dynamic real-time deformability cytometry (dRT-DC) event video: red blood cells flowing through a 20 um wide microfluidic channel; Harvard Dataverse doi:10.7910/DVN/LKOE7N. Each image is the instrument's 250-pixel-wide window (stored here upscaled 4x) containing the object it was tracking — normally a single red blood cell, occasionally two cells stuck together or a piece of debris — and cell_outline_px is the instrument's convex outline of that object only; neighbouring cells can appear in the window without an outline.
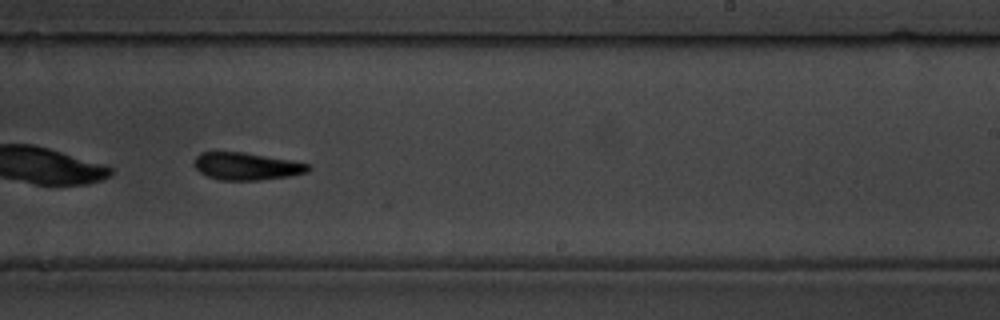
{"species": "common noctule bat (a hibernating species)", "species_latin": "Nyctalus noctula", "temperature_condition": "warm", "stored_images_in_passage": 51, "camera_frame_rate_fps": 3000, "um_per_image_px": 0.085, "animal": {"sex": "male", "body_mass_g": 19.5, "forearm_length_mm": 54.6}, "frame": {"image": 1, "passage_image": 30, "time_ms": 9.667, "image_size_px": [1000, 320], "cell_outline_px": [[312, 168], [308, 172], [288, 176], [256, 180], [220, 180], [208, 176], [200, 172], [192, 164], [192, 160], [200, 152], [244, 152], [292, 160], [308, 164]], "centroid_in_image_um": [20.93, 14.12], "position_along_channel_um": 268.1, "area_um2": 18.26}}
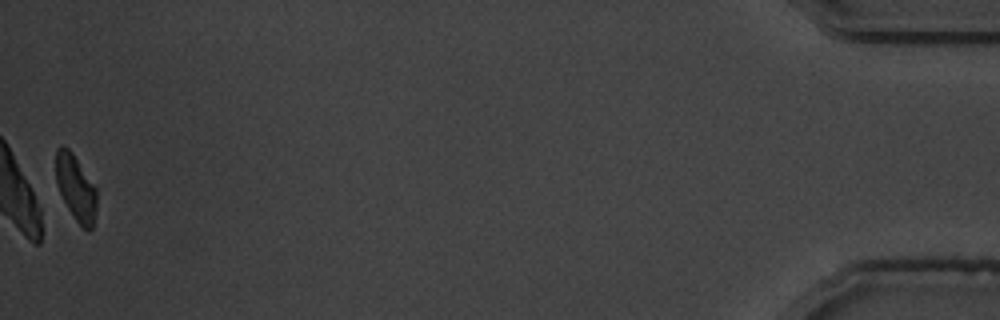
{"frame": {"image": 2, "passage_image": 51, "time_ms": 16.667, "image_size_px": [1000, 320], "cell_outline_px": [[96, 212], [92, 228], [88, 232], [76, 220], [68, 208], [60, 192], [56, 180], [56, 148], [68, 148], [72, 152], [96, 188]], "centroid_in_image_um": [6.46, 15.99], "position_along_channel_um": 428.7, "area_um2": 15.26}, "authors_computed_cell_mechanics": {"area_um2": 18.6694, "velocity_mm_per_s": 3.6093, "shape_relaxation_time_tau1_ms": 3.511, "shape_relaxation_time_tau2_ms": 7.9491, "deformation_change_tau1": 0.184, "deformation_change_tau2": 0.1846}}